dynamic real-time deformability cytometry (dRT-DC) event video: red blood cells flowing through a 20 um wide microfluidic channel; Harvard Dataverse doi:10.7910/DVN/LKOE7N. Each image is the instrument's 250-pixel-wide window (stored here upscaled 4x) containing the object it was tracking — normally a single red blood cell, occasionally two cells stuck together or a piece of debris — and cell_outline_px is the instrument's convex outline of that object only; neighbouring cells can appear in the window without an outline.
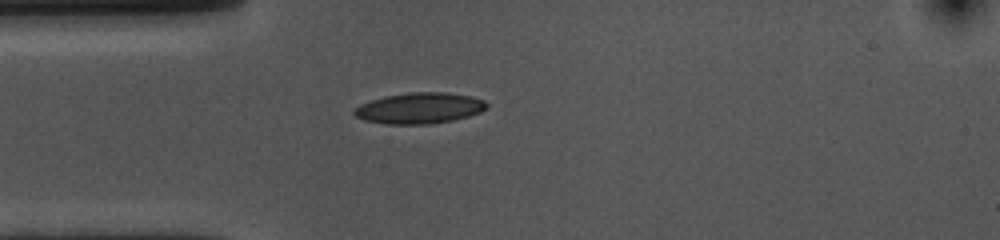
{"species": "common noctule bat (a hibernating species)", "species_latin": "Nyctalus noctula", "temperature_condition": "cold", "stored_images_in_passage": 42, "camera_frame_rate_fps": 3000, "um_per_image_px": 0.085, "animal": {"sex": "female", "body_mass_g": 10.0, "forearm_length_mm": 53.1}, "frame": {"image": 1, "passage_image": 1, "time_ms": 0.0, "image_size_px": [1000, 240], "cell_outline_px": [[488, 108], [480, 112], [468, 116], [452, 120], [428, 124], [384, 124], [364, 120], [356, 116], [352, 112], [360, 104], [384, 96], [408, 92], [448, 92], [468, 96], [484, 100], [488, 104]], "centroid_in_image_um": [35.65, 9.19], "position_along_channel_um": 49.3, "area_um2": 23.87}}
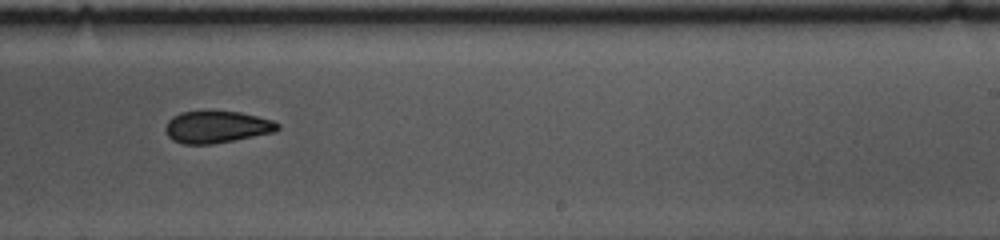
{"frame": {"image": 2, "passage_image": 20, "time_ms": 6.333, "image_size_px": [1000, 240], "cell_outline_px": [[280, 128], [276, 132], [212, 144], [184, 144], [172, 140], [168, 136], [164, 128], [168, 120], [172, 116], [180, 112], [240, 112], [272, 120], [280, 124]], "centroid_in_image_um": [18.42, 10.8], "position_along_channel_um": 270.6, "area_um2": 20.81}}
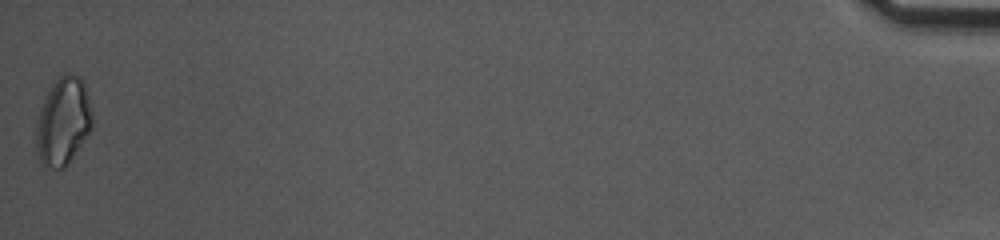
{"frame": {"image": 3, "passage_image": 42, "time_ms": 13.667, "image_size_px": [1000, 240], "cell_outline_px": [[92, 128], [68, 164], [64, 168], [56, 168], [40, 164], [36, 144], [36, 128], [40, 112], [44, 100], [52, 84], [64, 72], [68, 72], [80, 76], [84, 80], [92, 116]], "centroid_in_image_um": [5.38, 10.3], "position_along_channel_um": 429.8, "area_um2": 28.44}, "authors_computed_cell_mechanics": {"area_um2": 22.3397, "velocity_mm_per_s": 3.5826, "shape_relaxation_time_tau1_ms": 10.9301, "shape_relaxation_time_tau2_ms": 4.7495, "deformation_change_tau1": 0.1829, "deformation_change_tau2": 0.1175}}